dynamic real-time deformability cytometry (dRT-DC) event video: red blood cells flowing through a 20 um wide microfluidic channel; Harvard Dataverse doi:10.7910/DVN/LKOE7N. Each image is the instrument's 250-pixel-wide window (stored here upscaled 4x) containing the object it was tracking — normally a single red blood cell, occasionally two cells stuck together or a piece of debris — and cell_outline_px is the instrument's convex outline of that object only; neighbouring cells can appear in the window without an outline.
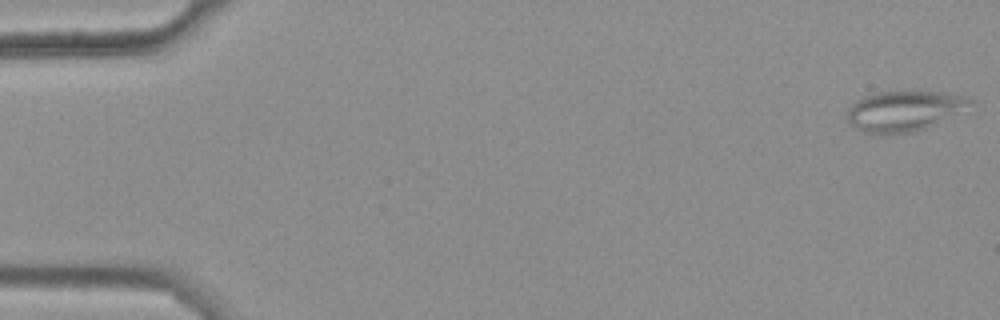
{"species": "common noctule bat (a hibernating species)", "species_latin": "Nyctalus noctula", "temperature_condition": "warm", "stored_images_in_passage": 49, "camera_frame_rate_fps": 3000, "um_per_image_px": 0.085, "animal": {"sex": "female", "body_mass_g": 25.1}, "frame": {"image": 1, "passage_image": 1, "time_ms": 0.0, "image_size_px": [1000, 320], "cell_outline_px": [[972, 104], [928, 128], [912, 132], [888, 136], [880, 136], [860, 132], [848, 124], [844, 116], [848, 108], [856, 100], [864, 96], [876, 92], [948, 92], [964, 96], [972, 100]], "centroid_in_image_um": [76.73, 9.48], "position_along_channel_um": 8.3, "area_um2": 29.48}}
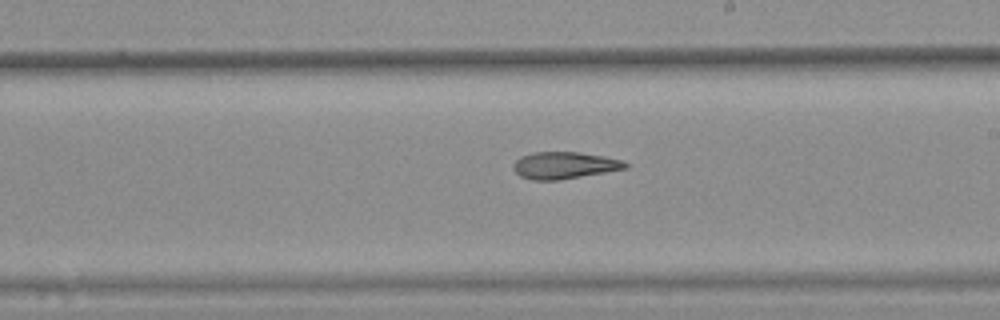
{"frame": {"image": 2, "passage_image": 32, "time_ms": 10.333, "image_size_px": [1000, 320], "cell_outline_px": [[628, 168], [560, 180], [532, 180], [520, 176], [512, 168], [512, 164], [520, 156], [532, 152], [580, 152], [604, 156], [624, 160], [628, 164]], "centroid_in_image_um": [47.96, 14.05], "position_along_channel_um": 241.0, "area_um2": 17.74}}
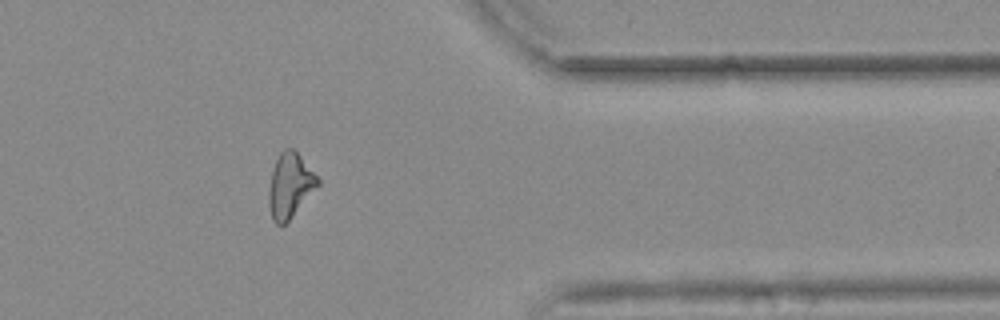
{"frame": {"image": 3, "passage_image": 45, "time_ms": 14.667, "image_size_px": [1000, 320], "cell_outline_px": [[320, 184], [288, 220], [284, 224], [276, 224], [272, 220], [268, 204], [268, 192], [272, 172], [276, 160], [280, 152], [284, 148], [292, 148], [300, 156], [320, 180]], "centroid_in_image_um": [24.63, 15.77], "position_along_channel_um": 386.8, "area_um2": 18.09}, "authors_computed_cell_mechanics": {"area_um2": 18.7272, "velocity_mm_per_s": 3.6999, "shape_relaxation_time_tau1_ms": null, "shape_relaxation_time_tau2_ms": 10.6124, "deformation_change_tau1": null, "deformation_change_tau2": 0.2423}}